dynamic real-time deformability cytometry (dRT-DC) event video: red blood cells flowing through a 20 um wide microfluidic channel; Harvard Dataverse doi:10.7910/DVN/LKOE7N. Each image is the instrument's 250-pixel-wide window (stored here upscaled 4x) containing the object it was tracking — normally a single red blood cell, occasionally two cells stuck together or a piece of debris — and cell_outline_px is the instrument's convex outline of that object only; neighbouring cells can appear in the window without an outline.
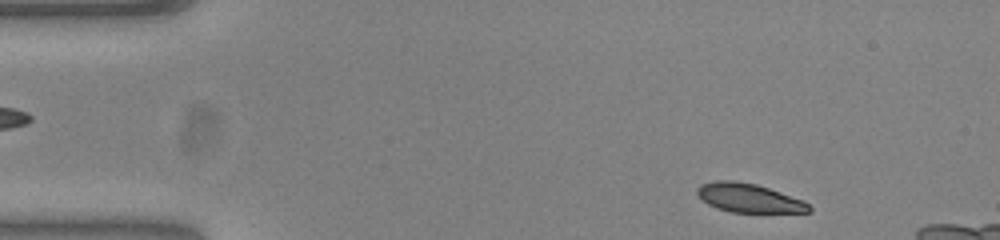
{"species": "common noctule bat (a hibernating species)", "species_latin": "Nyctalus noctula", "temperature_condition": "warm", "stored_images_in_passage": 48, "camera_frame_rate_fps": 3000, "um_per_image_px": 0.085, "animal": {"sex": "female", "body_mass_g": 23.0, "forearm_length_mm": 53.4}, "frame": {"image": 1, "passage_image": 1, "time_ms": 0.0, "image_size_px": [1000, 240], "cell_outline_px": [[812, 212], [732, 212], [716, 208], [708, 204], [696, 192], [696, 188], [700, 184], [716, 180], [732, 180], [756, 184], [804, 200], [812, 208]], "centroid_in_image_um": [63.65, 16.82], "position_along_channel_um": 21.3, "area_um2": 18.73}}
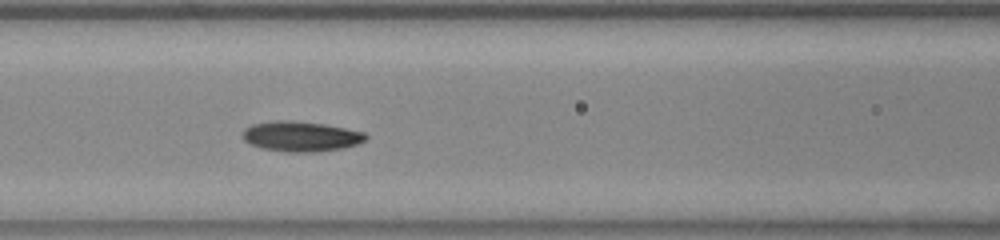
{"frame": {"image": 2, "passage_image": 17, "time_ms": 5.333, "image_size_px": [1000, 240], "cell_outline_px": [[368, 136], [364, 140], [356, 144], [344, 148], [316, 152], [288, 152], [260, 148], [244, 140], [244, 128], [252, 124], [272, 120], [288, 120], [324, 124], [364, 132]], "centroid_in_image_um": [25.56, 11.59], "position_along_channel_um": 141.0, "area_um2": 21.56}}
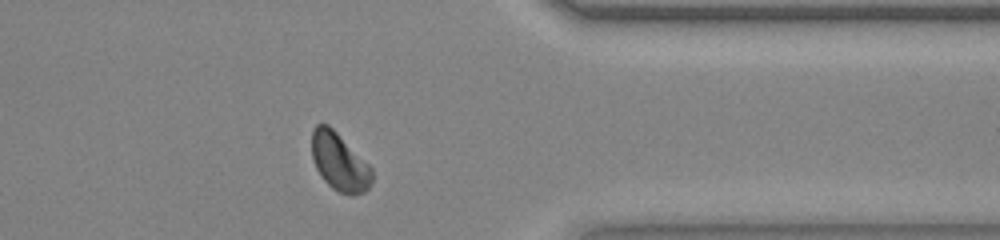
{"frame": {"image": 3, "passage_image": 37, "time_ms": 12.0, "image_size_px": [1000, 240], "cell_outline_px": [[372, 184], [364, 192], [352, 196], [340, 192], [332, 188], [320, 176], [316, 168], [312, 156], [312, 128], [316, 124], [328, 124], [372, 168]], "centroid_in_image_um": [28.84, 13.78], "position_along_channel_um": 382.6, "area_um2": 20.11}}